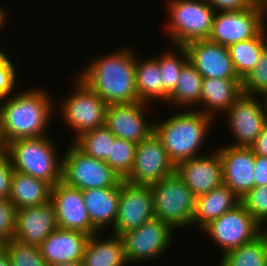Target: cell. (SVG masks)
<instances>
[{
	"label": "cell",
	"instance_id": "cell-7",
	"mask_svg": "<svg viewBox=\"0 0 267 266\" xmlns=\"http://www.w3.org/2000/svg\"><path fill=\"white\" fill-rule=\"evenodd\" d=\"M62 157V182L80 190L116 187L123 179L105 162L80 151L72 142Z\"/></svg>",
	"mask_w": 267,
	"mask_h": 266
},
{
	"label": "cell",
	"instance_id": "cell-18",
	"mask_svg": "<svg viewBox=\"0 0 267 266\" xmlns=\"http://www.w3.org/2000/svg\"><path fill=\"white\" fill-rule=\"evenodd\" d=\"M222 161L223 184L239 198L255 187V153L250 147L223 146L219 149Z\"/></svg>",
	"mask_w": 267,
	"mask_h": 266
},
{
	"label": "cell",
	"instance_id": "cell-23",
	"mask_svg": "<svg viewBox=\"0 0 267 266\" xmlns=\"http://www.w3.org/2000/svg\"><path fill=\"white\" fill-rule=\"evenodd\" d=\"M86 210L92 226L101 232L115 225L119 204V184L116 187L82 190Z\"/></svg>",
	"mask_w": 267,
	"mask_h": 266
},
{
	"label": "cell",
	"instance_id": "cell-1",
	"mask_svg": "<svg viewBox=\"0 0 267 266\" xmlns=\"http://www.w3.org/2000/svg\"><path fill=\"white\" fill-rule=\"evenodd\" d=\"M134 48L121 47L95 59L77 74L107 105L138 101L135 81Z\"/></svg>",
	"mask_w": 267,
	"mask_h": 266
},
{
	"label": "cell",
	"instance_id": "cell-32",
	"mask_svg": "<svg viewBox=\"0 0 267 266\" xmlns=\"http://www.w3.org/2000/svg\"><path fill=\"white\" fill-rule=\"evenodd\" d=\"M115 135L104 125L88 131L73 140V144L84 154L106 161Z\"/></svg>",
	"mask_w": 267,
	"mask_h": 266
},
{
	"label": "cell",
	"instance_id": "cell-8",
	"mask_svg": "<svg viewBox=\"0 0 267 266\" xmlns=\"http://www.w3.org/2000/svg\"><path fill=\"white\" fill-rule=\"evenodd\" d=\"M73 92L59 106L64 123L74 131V140L85 132L105 125L107 104L78 76L75 78ZM63 114V115H62ZM74 129V130H73Z\"/></svg>",
	"mask_w": 267,
	"mask_h": 266
},
{
	"label": "cell",
	"instance_id": "cell-27",
	"mask_svg": "<svg viewBox=\"0 0 267 266\" xmlns=\"http://www.w3.org/2000/svg\"><path fill=\"white\" fill-rule=\"evenodd\" d=\"M266 21L267 19H263V30L256 37L231 44L228 47L234 69L241 80L254 69L262 51L267 47Z\"/></svg>",
	"mask_w": 267,
	"mask_h": 266
},
{
	"label": "cell",
	"instance_id": "cell-17",
	"mask_svg": "<svg viewBox=\"0 0 267 266\" xmlns=\"http://www.w3.org/2000/svg\"><path fill=\"white\" fill-rule=\"evenodd\" d=\"M188 61L202 78L240 79L237 75L228 47L209 39L194 40L183 46Z\"/></svg>",
	"mask_w": 267,
	"mask_h": 266
},
{
	"label": "cell",
	"instance_id": "cell-20",
	"mask_svg": "<svg viewBox=\"0 0 267 266\" xmlns=\"http://www.w3.org/2000/svg\"><path fill=\"white\" fill-rule=\"evenodd\" d=\"M57 227L56 214L51 201L17 209L13 240L39 246Z\"/></svg>",
	"mask_w": 267,
	"mask_h": 266
},
{
	"label": "cell",
	"instance_id": "cell-38",
	"mask_svg": "<svg viewBox=\"0 0 267 266\" xmlns=\"http://www.w3.org/2000/svg\"><path fill=\"white\" fill-rule=\"evenodd\" d=\"M17 209L9 199H0V243L13 240L16 231Z\"/></svg>",
	"mask_w": 267,
	"mask_h": 266
},
{
	"label": "cell",
	"instance_id": "cell-2",
	"mask_svg": "<svg viewBox=\"0 0 267 266\" xmlns=\"http://www.w3.org/2000/svg\"><path fill=\"white\" fill-rule=\"evenodd\" d=\"M49 96V92L36 87L21 90L2 100L1 127L6 144L21 138L47 135L55 106Z\"/></svg>",
	"mask_w": 267,
	"mask_h": 266
},
{
	"label": "cell",
	"instance_id": "cell-40",
	"mask_svg": "<svg viewBox=\"0 0 267 266\" xmlns=\"http://www.w3.org/2000/svg\"><path fill=\"white\" fill-rule=\"evenodd\" d=\"M207 3L215 10L221 11H243L254 8L251 0H206Z\"/></svg>",
	"mask_w": 267,
	"mask_h": 266
},
{
	"label": "cell",
	"instance_id": "cell-50",
	"mask_svg": "<svg viewBox=\"0 0 267 266\" xmlns=\"http://www.w3.org/2000/svg\"><path fill=\"white\" fill-rule=\"evenodd\" d=\"M267 226L264 228V227H262V234L266 237V239H267ZM264 229H266V230H264Z\"/></svg>",
	"mask_w": 267,
	"mask_h": 266
},
{
	"label": "cell",
	"instance_id": "cell-15",
	"mask_svg": "<svg viewBox=\"0 0 267 266\" xmlns=\"http://www.w3.org/2000/svg\"><path fill=\"white\" fill-rule=\"evenodd\" d=\"M148 106L141 101L108 105L105 126L115 137L139 144L154 132V122L149 123L145 116Z\"/></svg>",
	"mask_w": 267,
	"mask_h": 266
},
{
	"label": "cell",
	"instance_id": "cell-41",
	"mask_svg": "<svg viewBox=\"0 0 267 266\" xmlns=\"http://www.w3.org/2000/svg\"><path fill=\"white\" fill-rule=\"evenodd\" d=\"M253 177L255 187L267 186V157L255 155Z\"/></svg>",
	"mask_w": 267,
	"mask_h": 266
},
{
	"label": "cell",
	"instance_id": "cell-49",
	"mask_svg": "<svg viewBox=\"0 0 267 266\" xmlns=\"http://www.w3.org/2000/svg\"><path fill=\"white\" fill-rule=\"evenodd\" d=\"M263 19L267 18V6L262 10Z\"/></svg>",
	"mask_w": 267,
	"mask_h": 266
},
{
	"label": "cell",
	"instance_id": "cell-26",
	"mask_svg": "<svg viewBox=\"0 0 267 266\" xmlns=\"http://www.w3.org/2000/svg\"><path fill=\"white\" fill-rule=\"evenodd\" d=\"M51 188L41 179L14 171L8 199L16 209L41 205L50 201Z\"/></svg>",
	"mask_w": 267,
	"mask_h": 266
},
{
	"label": "cell",
	"instance_id": "cell-45",
	"mask_svg": "<svg viewBox=\"0 0 267 266\" xmlns=\"http://www.w3.org/2000/svg\"><path fill=\"white\" fill-rule=\"evenodd\" d=\"M6 146H7V144L4 140L3 133H2L1 114H0V153L5 152Z\"/></svg>",
	"mask_w": 267,
	"mask_h": 266
},
{
	"label": "cell",
	"instance_id": "cell-46",
	"mask_svg": "<svg viewBox=\"0 0 267 266\" xmlns=\"http://www.w3.org/2000/svg\"><path fill=\"white\" fill-rule=\"evenodd\" d=\"M254 7L263 10L267 6V0H251Z\"/></svg>",
	"mask_w": 267,
	"mask_h": 266
},
{
	"label": "cell",
	"instance_id": "cell-39",
	"mask_svg": "<svg viewBox=\"0 0 267 266\" xmlns=\"http://www.w3.org/2000/svg\"><path fill=\"white\" fill-rule=\"evenodd\" d=\"M14 171L10 157L0 153V199H8Z\"/></svg>",
	"mask_w": 267,
	"mask_h": 266
},
{
	"label": "cell",
	"instance_id": "cell-25",
	"mask_svg": "<svg viewBox=\"0 0 267 266\" xmlns=\"http://www.w3.org/2000/svg\"><path fill=\"white\" fill-rule=\"evenodd\" d=\"M99 234L89 237L83 254V266L128 265L121 237L112 233L109 239L101 240Z\"/></svg>",
	"mask_w": 267,
	"mask_h": 266
},
{
	"label": "cell",
	"instance_id": "cell-10",
	"mask_svg": "<svg viewBox=\"0 0 267 266\" xmlns=\"http://www.w3.org/2000/svg\"><path fill=\"white\" fill-rule=\"evenodd\" d=\"M202 230L222 249V255H224L232 249L253 241L262 233V226L240 203L234 209L211 221Z\"/></svg>",
	"mask_w": 267,
	"mask_h": 266
},
{
	"label": "cell",
	"instance_id": "cell-16",
	"mask_svg": "<svg viewBox=\"0 0 267 266\" xmlns=\"http://www.w3.org/2000/svg\"><path fill=\"white\" fill-rule=\"evenodd\" d=\"M50 201L59 228L82 232L89 236L98 233L92 226L86 210L82 190L60 181L51 188Z\"/></svg>",
	"mask_w": 267,
	"mask_h": 266
},
{
	"label": "cell",
	"instance_id": "cell-35",
	"mask_svg": "<svg viewBox=\"0 0 267 266\" xmlns=\"http://www.w3.org/2000/svg\"><path fill=\"white\" fill-rule=\"evenodd\" d=\"M267 89V47L254 69L242 80V93L258 96Z\"/></svg>",
	"mask_w": 267,
	"mask_h": 266
},
{
	"label": "cell",
	"instance_id": "cell-44",
	"mask_svg": "<svg viewBox=\"0 0 267 266\" xmlns=\"http://www.w3.org/2000/svg\"><path fill=\"white\" fill-rule=\"evenodd\" d=\"M7 16L8 15H7L6 11L0 5V30L2 28L3 29L5 28L4 25H5V23H7V20H6Z\"/></svg>",
	"mask_w": 267,
	"mask_h": 266
},
{
	"label": "cell",
	"instance_id": "cell-3",
	"mask_svg": "<svg viewBox=\"0 0 267 266\" xmlns=\"http://www.w3.org/2000/svg\"><path fill=\"white\" fill-rule=\"evenodd\" d=\"M184 111L174 113L162 122L154 123V133L175 166L201 156L199 150L204 145L215 121L211 116L195 111V108Z\"/></svg>",
	"mask_w": 267,
	"mask_h": 266
},
{
	"label": "cell",
	"instance_id": "cell-12",
	"mask_svg": "<svg viewBox=\"0 0 267 266\" xmlns=\"http://www.w3.org/2000/svg\"><path fill=\"white\" fill-rule=\"evenodd\" d=\"M175 165L160 139L153 132L137 144L135 159L129 175L124 179L135 185H152L172 174Z\"/></svg>",
	"mask_w": 267,
	"mask_h": 266
},
{
	"label": "cell",
	"instance_id": "cell-43",
	"mask_svg": "<svg viewBox=\"0 0 267 266\" xmlns=\"http://www.w3.org/2000/svg\"><path fill=\"white\" fill-rule=\"evenodd\" d=\"M0 266H11L7 253L0 247Z\"/></svg>",
	"mask_w": 267,
	"mask_h": 266
},
{
	"label": "cell",
	"instance_id": "cell-9",
	"mask_svg": "<svg viewBox=\"0 0 267 266\" xmlns=\"http://www.w3.org/2000/svg\"><path fill=\"white\" fill-rule=\"evenodd\" d=\"M173 231L175 232L169 224L153 218L140 227L121 234L128 264L151 262L152 259L163 256L173 242Z\"/></svg>",
	"mask_w": 267,
	"mask_h": 266
},
{
	"label": "cell",
	"instance_id": "cell-11",
	"mask_svg": "<svg viewBox=\"0 0 267 266\" xmlns=\"http://www.w3.org/2000/svg\"><path fill=\"white\" fill-rule=\"evenodd\" d=\"M155 218L150 186L119 183L118 213L112 233L121 235Z\"/></svg>",
	"mask_w": 267,
	"mask_h": 266
},
{
	"label": "cell",
	"instance_id": "cell-19",
	"mask_svg": "<svg viewBox=\"0 0 267 266\" xmlns=\"http://www.w3.org/2000/svg\"><path fill=\"white\" fill-rule=\"evenodd\" d=\"M175 171L195 198L223 184L222 161L217 150L212 155H201L178 163Z\"/></svg>",
	"mask_w": 267,
	"mask_h": 266
},
{
	"label": "cell",
	"instance_id": "cell-4",
	"mask_svg": "<svg viewBox=\"0 0 267 266\" xmlns=\"http://www.w3.org/2000/svg\"><path fill=\"white\" fill-rule=\"evenodd\" d=\"M50 136L21 138L7 144L5 153L15 171L41 179L52 187L62 181V157Z\"/></svg>",
	"mask_w": 267,
	"mask_h": 266
},
{
	"label": "cell",
	"instance_id": "cell-36",
	"mask_svg": "<svg viewBox=\"0 0 267 266\" xmlns=\"http://www.w3.org/2000/svg\"><path fill=\"white\" fill-rule=\"evenodd\" d=\"M240 201L254 219L265 227L267 224V186L254 187Z\"/></svg>",
	"mask_w": 267,
	"mask_h": 266
},
{
	"label": "cell",
	"instance_id": "cell-33",
	"mask_svg": "<svg viewBox=\"0 0 267 266\" xmlns=\"http://www.w3.org/2000/svg\"><path fill=\"white\" fill-rule=\"evenodd\" d=\"M136 146L134 142L115 138L111 143L110 154L106 163L124 180L130 173L135 159Z\"/></svg>",
	"mask_w": 267,
	"mask_h": 266
},
{
	"label": "cell",
	"instance_id": "cell-48",
	"mask_svg": "<svg viewBox=\"0 0 267 266\" xmlns=\"http://www.w3.org/2000/svg\"><path fill=\"white\" fill-rule=\"evenodd\" d=\"M55 266H83L82 261H73V262H66L63 264L55 265Z\"/></svg>",
	"mask_w": 267,
	"mask_h": 266
},
{
	"label": "cell",
	"instance_id": "cell-24",
	"mask_svg": "<svg viewBox=\"0 0 267 266\" xmlns=\"http://www.w3.org/2000/svg\"><path fill=\"white\" fill-rule=\"evenodd\" d=\"M240 200L241 198L224 184L196 197L192 226H197L202 232V229L211 221L239 205Z\"/></svg>",
	"mask_w": 267,
	"mask_h": 266
},
{
	"label": "cell",
	"instance_id": "cell-42",
	"mask_svg": "<svg viewBox=\"0 0 267 266\" xmlns=\"http://www.w3.org/2000/svg\"><path fill=\"white\" fill-rule=\"evenodd\" d=\"M250 148L255 155L267 157V124L264 126L262 132L257 136Z\"/></svg>",
	"mask_w": 267,
	"mask_h": 266
},
{
	"label": "cell",
	"instance_id": "cell-22",
	"mask_svg": "<svg viewBox=\"0 0 267 266\" xmlns=\"http://www.w3.org/2000/svg\"><path fill=\"white\" fill-rule=\"evenodd\" d=\"M241 94V79L203 78L199 106L205 108L196 109L216 119L215 115L225 113Z\"/></svg>",
	"mask_w": 267,
	"mask_h": 266
},
{
	"label": "cell",
	"instance_id": "cell-34",
	"mask_svg": "<svg viewBox=\"0 0 267 266\" xmlns=\"http://www.w3.org/2000/svg\"><path fill=\"white\" fill-rule=\"evenodd\" d=\"M1 248L7 253L11 266H48L39 246L10 240L2 243Z\"/></svg>",
	"mask_w": 267,
	"mask_h": 266
},
{
	"label": "cell",
	"instance_id": "cell-21",
	"mask_svg": "<svg viewBox=\"0 0 267 266\" xmlns=\"http://www.w3.org/2000/svg\"><path fill=\"white\" fill-rule=\"evenodd\" d=\"M89 235L57 227L40 245L48 266L82 261Z\"/></svg>",
	"mask_w": 267,
	"mask_h": 266
},
{
	"label": "cell",
	"instance_id": "cell-28",
	"mask_svg": "<svg viewBox=\"0 0 267 266\" xmlns=\"http://www.w3.org/2000/svg\"><path fill=\"white\" fill-rule=\"evenodd\" d=\"M135 81L138 101L162 103V77L157 56L142 61L136 54Z\"/></svg>",
	"mask_w": 267,
	"mask_h": 266
},
{
	"label": "cell",
	"instance_id": "cell-29",
	"mask_svg": "<svg viewBox=\"0 0 267 266\" xmlns=\"http://www.w3.org/2000/svg\"><path fill=\"white\" fill-rule=\"evenodd\" d=\"M202 80L203 78L200 73L187 61L183 65L177 86L168 97L166 104H175V106L182 107L183 109H188L189 106L191 108L195 106L199 107Z\"/></svg>",
	"mask_w": 267,
	"mask_h": 266
},
{
	"label": "cell",
	"instance_id": "cell-6",
	"mask_svg": "<svg viewBox=\"0 0 267 266\" xmlns=\"http://www.w3.org/2000/svg\"><path fill=\"white\" fill-rule=\"evenodd\" d=\"M150 188L156 219L169 224L175 231L192 226L195 197L176 171Z\"/></svg>",
	"mask_w": 267,
	"mask_h": 266
},
{
	"label": "cell",
	"instance_id": "cell-31",
	"mask_svg": "<svg viewBox=\"0 0 267 266\" xmlns=\"http://www.w3.org/2000/svg\"><path fill=\"white\" fill-rule=\"evenodd\" d=\"M177 49L181 52L180 55L171 50L157 57L162 77V102L165 103L175 90L183 65L188 61L186 49L183 46H177Z\"/></svg>",
	"mask_w": 267,
	"mask_h": 266
},
{
	"label": "cell",
	"instance_id": "cell-5",
	"mask_svg": "<svg viewBox=\"0 0 267 266\" xmlns=\"http://www.w3.org/2000/svg\"><path fill=\"white\" fill-rule=\"evenodd\" d=\"M168 1L169 19L165 28L173 45L184 46L194 40L209 38L215 10L206 0Z\"/></svg>",
	"mask_w": 267,
	"mask_h": 266
},
{
	"label": "cell",
	"instance_id": "cell-30",
	"mask_svg": "<svg viewBox=\"0 0 267 266\" xmlns=\"http://www.w3.org/2000/svg\"><path fill=\"white\" fill-rule=\"evenodd\" d=\"M220 266H267V239L261 233L253 241L222 255Z\"/></svg>",
	"mask_w": 267,
	"mask_h": 266
},
{
	"label": "cell",
	"instance_id": "cell-14",
	"mask_svg": "<svg viewBox=\"0 0 267 266\" xmlns=\"http://www.w3.org/2000/svg\"><path fill=\"white\" fill-rule=\"evenodd\" d=\"M263 30L262 10L215 12L209 40L225 47L252 39Z\"/></svg>",
	"mask_w": 267,
	"mask_h": 266
},
{
	"label": "cell",
	"instance_id": "cell-37",
	"mask_svg": "<svg viewBox=\"0 0 267 266\" xmlns=\"http://www.w3.org/2000/svg\"><path fill=\"white\" fill-rule=\"evenodd\" d=\"M16 68L11 58L0 48V103L5 97L18 92Z\"/></svg>",
	"mask_w": 267,
	"mask_h": 266
},
{
	"label": "cell",
	"instance_id": "cell-47",
	"mask_svg": "<svg viewBox=\"0 0 267 266\" xmlns=\"http://www.w3.org/2000/svg\"><path fill=\"white\" fill-rule=\"evenodd\" d=\"M259 97L262 98L263 102H262V107L263 110L267 116V89L265 91H263L260 95H258Z\"/></svg>",
	"mask_w": 267,
	"mask_h": 266
},
{
	"label": "cell",
	"instance_id": "cell-13",
	"mask_svg": "<svg viewBox=\"0 0 267 266\" xmlns=\"http://www.w3.org/2000/svg\"><path fill=\"white\" fill-rule=\"evenodd\" d=\"M259 98L242 93L224 113L228 116L226 124L235 138V142L229 145L250 147L262 132L267 124V116Z\"/></svg>",
	"mask_w": 267,
	"mask_h": 266
}]
</instances>
